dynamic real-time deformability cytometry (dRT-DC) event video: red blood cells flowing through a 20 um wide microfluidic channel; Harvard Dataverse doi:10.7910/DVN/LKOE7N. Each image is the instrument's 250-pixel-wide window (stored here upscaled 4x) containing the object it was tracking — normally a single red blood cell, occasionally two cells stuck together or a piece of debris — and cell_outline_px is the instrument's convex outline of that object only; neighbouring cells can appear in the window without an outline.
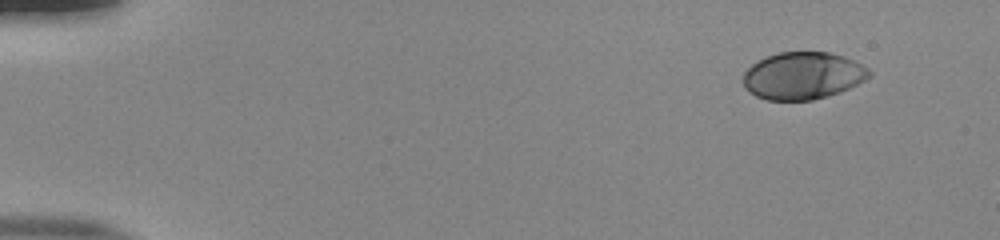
{"species": "human", "species_latin": "Homo sapiens", "temperature_condition": "room temperature", "stored_images_in_passage": 49, "camera_frame_rate_fps": 3000, "um_per_image_px": 0.085, "donor": {"sex": "male"}, "frame": {"image": 1, "passage_image": 1, "time_ms": 0.0, "image_size_px": [1000, 240], "cell_outline_px": [[872, 76], [840, 92], [812, 100], [768, 100], [756, 96], [748, 92], [744, 88], [744, 72], [752, 64], [768, 56], [780, 52], [828, 52], [844, 56], [868, 68], [872, 72]], "centroid_in_image_um": [68.24, 6.44], "position_along_channel_um": 16.8, "area_um2": 34.56}}
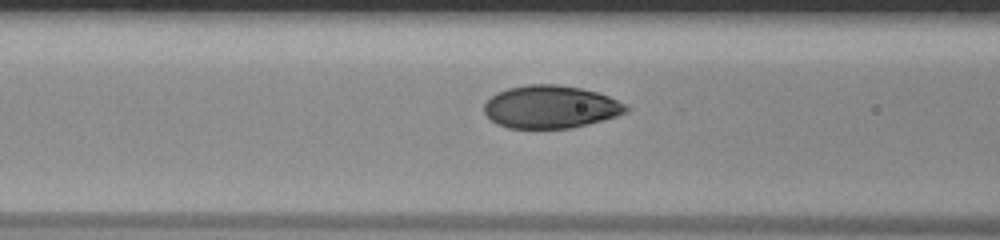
{"frame": {"image": 2, "passage_image": 19, "time_ms": 6.0, "image_size_px": [1000, 240], "cell_outline_px": [[632, 108], [628, 112], [616, 116], [588, 124], [572, 128], [508, 128], [496, 124], [484, 112], [484, 104], [496, 92], [508, 88], [524, 84], [556, 84], [580, 88], [596, 92], [608, 96], [628, 104]], "centroid_in_image_um": [46.82, 9.08], "position_along_channel_um": 119.8, "area_um2": 35.6}}
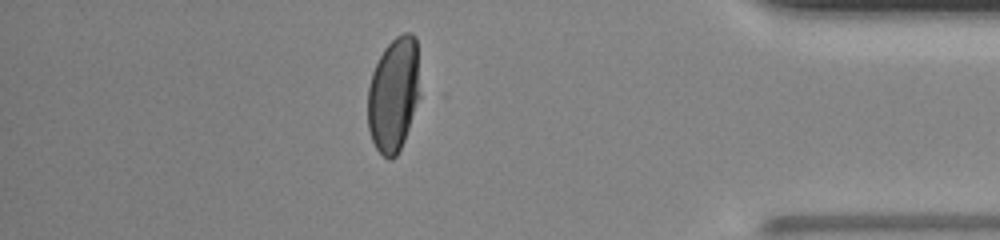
{"frame": {"image": 3, "passage_image": 43, "time_ms": 14.0, "image_size_px": [1000, 240], "cell_outline_px": [[420, 96], [404, 140], [396, 156], [392, 160], [388, 160], [376, 148], [372, 140], [368, 128], [368, 88], [372, 72], [384, 48], [396, 36], [404, 32], [412, 32], [416, 36]], "centroid_in_image_um": [33.46, 8.01], "position_along_channel_um": 401.7, "area_um2": 34.91}, "authors_computed_cell_mechanics": {"area_um2": 35.6626, "velocity_mm_per_s": 3.9105, "shape_relaxation_time_tau1_ms": 3.9091, "shape_relaxation_time_tau2_ms": null, "deformation_change_tau1": 0.1864, "deformation_change_tau2": null}}